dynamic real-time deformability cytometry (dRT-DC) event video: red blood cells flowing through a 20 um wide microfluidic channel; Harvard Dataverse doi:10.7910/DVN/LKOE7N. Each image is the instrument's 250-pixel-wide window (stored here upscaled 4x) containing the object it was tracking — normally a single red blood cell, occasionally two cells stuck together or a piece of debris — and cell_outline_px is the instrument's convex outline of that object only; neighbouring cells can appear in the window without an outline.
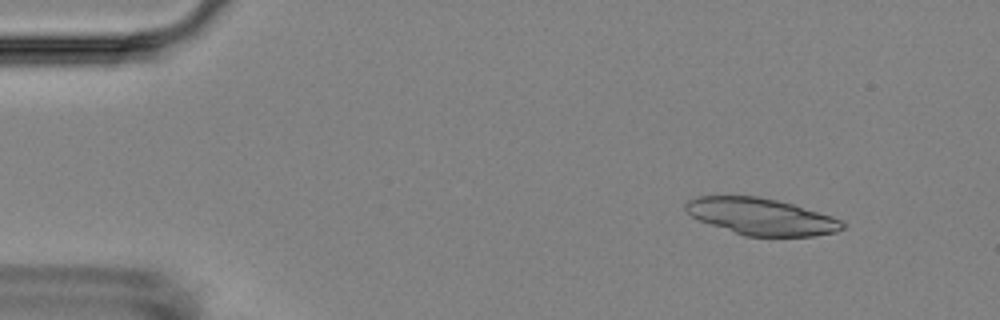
{"species": "Egyptian fruit bat (a non-hibernating species)", "species_latin": "Rousettus aegyptiacus", "temperature_condition": "room temperature", "stored_images_in_passage": 5, "camera_frame_rate_fps": 3000, "um_per_image_px": 0.085, "animal": {"sex": "female"}, "frame": {"image": 1, "passage_image": 2, "time_ms": 1.0, "image_size_px": [1000, 320], "cell_outline_px": [[844, 228], [836, 232], [816, 236], [744, 236], [700, 220], [692, 216], [684, 208], [684, 204], [688, 200], [700, 196], [756, 196], [776, 200], [792, 204], [832, 216], [844, 220]], "centroid_in_image_um": [64.73, 18.41], "position_along_channel_um": 20.3, "area_um2": 33.35}}